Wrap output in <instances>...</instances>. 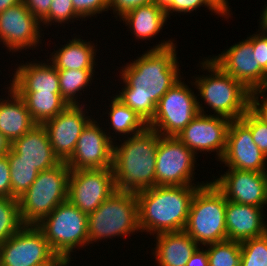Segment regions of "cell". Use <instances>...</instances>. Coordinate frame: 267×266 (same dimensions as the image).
I'll use <instances>...</instances> for the list:
<instances>
[{
  "mask_svg": "<svg viewBox=\"0 0 267 266\" xmlns=\"http://www.w3.org/2000/svg\"><path fill=\"white\" fill-rule=\"evenodd\" d=\"M69 105L54 118L46 121L50 144L61 162H66L73 154L82 130L91 120L83 111L84 105Z\"/></svg>",
  "mask_w": 267,
  "mask_h": 266,
  "instance_id": "19",
  "label": "cell"
},
{
  "mask_svg": "<svg viewBox=\"0 0 267 266\" xmlns=\"http://www.w3.org/2000/svg\"><path fill=\"white\" fill-rule=\"evenodd\" d=\"M175 45L172 40L161 42L121 69L125 86L115 96L147 123L159 100L181 79Z\"/></svg>",
  "mask_w": 267,
  "mask_h": 266,
  "instance_id": "1",
  "label": "cell"
},
{
  "mask_svg": "<svg viewBox=\"0 0 267 266\" xmlns=\"http://www.w3.org/2000/svg\"><path fill=\"white\" fill-rule=\"evenodd\" d=\"M10 141L0 132V157L7 155L11 150Z\"/></svg>",
  "mask_w": 267,
  "mask_h": 266,
  "instance_id": "44",
  "label": "cell"
},
{
  "mask_svg": "<svg viewBox=\"0 0 267 266\" xmlns=\"http://www.w3.org/2000/svg\"><path fill=\"white\" fill-rule=\"evenodd\" d=\"M8 92L12 100L0 98V132L13 143L37 124L32 120L25 101L10 87Z\"/></svg>",
  "mask_w": 267,
  "mask_h": 266,
  "instance_id": "24",
  "label": "cell"
},
{
  "mask_svg": "<svg viewBox=\"0 0 267 266\" xmlns=\"http://www.w3.org/2000/svg\"><path fill=\"white\" fill-rule=\"evenodd\" d=\"M0 197L11 198L10 167L7 155L0 157Z\"/></svg>",
  "mask_w": 267,
  "mask_h": 266,
  "instance_id": "40",
  "label": "cell"
},
{
  "mask_svg": "<svg viewBox=\"0 0 267 266\" xmlns=\"http://www.w3.org/2000/svg\"><path fill=\"white\" fill-rule=\"evenodd\" d=\"M36 226L43 232L52 250L69 262L73 248L89 246L88 214L69 200L60 203Z\"/></svg>",
  "mask_w": 267,
  "mask_h": 266,
  "instance_id": "8",
  "label": "cell"
},
{
  "mask_svg": "<svg viewBox=\"0 0 267 266\" xmlns=\"http://www.w3.org/2000/svg\"><path fill=\"white\" fill-rule=\"evenodd\" d=\"M230 123V119L222 116L199 113L176 137L194 154L199 150H216L220 161L225 152Z\"/></svg>",
  "mask_w": 267,
  "mask_h": 266,
  "instance_id": "14",
  "label": "cell"
},
{
  "mask_svg": "<svg viewBox=\"0 0 267 266\" xmlns=\"http://www.w3.org/2000/svg\"><path fill=\"white\" fill-rule=\"evenodd\" d=\"M153 3V0H108V6L116 15L122 16L125 12L135 7Z\"/></svg>",
  "mask_w": 267,
  "mask_h": 266,
  "instance_id": "41",
  "label": "cell"
},
{
  "mask_svg": "<svg viewBox=\"0 0 267 266\" xmlns=\"http://www.w3.org/2000/svg\"><path fill=\"white\" fill-rule=\"evenodd\" d=\"M267 157L254 143L250 129L239 119L231 121L225 152L220 159L228 168L267 172Z\"/></svg>",
  "mask_w": 267,
  "mask_h": 266,
  "instance_id": "17",
  "label": "cell"
},
{
  "mask_svg": "<svg viewBox=\"0 0 267 266\" xmlns=\"http://www.w3.org/2000/svg\"><path fill=\"white\" fill-rule=\"evenodd\" d=\"M240 266H267V233L241 242Z\"/></svg>",
  "mask_w": 267,
  "mask_h": 266,
  "instance_id": "33",
  "label": "cell"
},
{
  "mask_svg": "<svg viewBox=\"0 0 267 266\" xmlns=\"http://www.w3.org/2000/svg\"><path fill=\"white\" fill-rule=\"evenodd\" d=\"M195 157L176 136L160 135L156 153L155 186L193 185Z\"/></svg>",
  "mask_w": 267,
  "mask_h": 266,
  "instance_id": "10",
  "label": "cell"
},
{
  "mask_svg": "<svg viewBox=\"0 0 267 266\" xmlns=\"http://www.w3.org/2000/svg\"><path fill=\"white\" fill-rule=\"evenodd\" d=\"M74 10L83 18L110 10L108 0H72Z\"/></svg>",
  "mask_w": 267,
  "mask_h": 266,
  "instance_id": "37",
  "label": "cell"
},
{
  "mask_svg": "<svg viewBox=\"0 0 267 266\" xmlns=\"http://www.w3.org/2000/svg\"><path fill=\"white\" fill-rule=\"evenodd\" d=\"M15 70L9 86L15 92L60 93L58 70L53 64L30 62L19 65Z\"/></svg>",
  "mask_w": 267,
  "mask_h": 266,
  "instance_id": "22",
  "label": "cell"
},
{
  "mask_svg": "<svg viewBox=\"0 0 267 266\" xmlns=\"http://www.w3.org/2000/svg\"><path fill=\"white\" fill-rule=\"evenodd\" d=\"M26 103L32 120L39 125L64 111L69 104L61 93L52 92H16Z\"/></svg>",
  "mask_w": 267,
  "mask_h": 266,
  "instance_id": "27",
  "label": "cell"
},
{
  "mask_svg": "<svg viewBox=\"0 0 267 266\" xmlns=\"http://www.w3.org/2000/svg\"><path fill=\"white\" fill-rule=\"evenodd\" d=\"M226 50L211 60L250 92L267 88L264 69L257 62L256 52H253V44L248 38Z\"/></svg>",
  "mask_w": 267,
  "mask_h": 266,
  "instance_id": "15",
  "label": "cell"
},
{
  "mask_svg": "<svg viewBox=\"0 0 267 266\" xmlns=\"http://www.w3.org/2000/svg\"><path fill=\"white\" fill-rule=\"evenodd\" d=\"M75 18H82L75 10L72 0H52L48 15L40 22L46 26L50 23H66Z\"/></svg>",
  "mask_w": 267,
  "mask_h": 266,
  "instance_id": "34",
  "label": "cell"
},
{
  "mask_svg": "<svg viewBox=\"0 0 267 266\" xmlns=\"http://www.w3.org/2000/svg\"><path fill=\"white\" fill-rule=\"evenodd\" d=\"M211 75L195 78L201 99L207 103L216 116L239 120L250 109V91L231 75L225 73L209 57L201 62Z\"/></svg>",
  "mask_w": 267,
  "mask_h": 266,
  "instance_id": "4",
  "label": "cell"
},
{
  "mask_svg": "<svg viewBox=\"0 0 267 266\" xmlns=\"http://www.w3.org/2000/svg\"><path fill=\"white\" fill-rule=\"evenodd\" d=\"M260 31H262L263 33H265V31L267 32V6L265 5V9H263V12L260 16ZM267 34V33H266Z\"/></svg>",
  "mask_w": 267,
  "mask_h": 266,
  "instance_id": "47",
  "label": "cell"
},
{
  "mask_svg": "<svg viewBox=\"0 0 267 266\" xmlns=\"http://www.w3.org/2000/svg\"><path fill=\"white\" fill-rule=\"evenodd\" d=\"M140 231L136 193L116 190L92 213L88 214V242Z\"/></svg>",
  "mask_w": 267,
  "mask_h": 266,
  "instance_id": "7",
  "label": "cell"
},
{
  "mask_svg": "<svg viewBox=\"0 0 267 266\" xmlns=\"http://www.w3.org/2000/svg\"><path fill=\"white\" fill-rule=\"evenodd\" d=\"M111 101L108 117H110L111 123L109 124L112 126L111 129L115 133L129 134L130 136L142 132L148 126V123L144 119L116 96Z\"/></svg>",
  "mask_w": 267,
  "mask_h": 266,
  "instance_id": "28",
  "label": "cell"
},
{
  "mask_svg": "<svg viewBox=\"0 0 267 266\" xmlns=\"http://www.w3.org/2000/svg\"><path fill=\"white\" fill-rule=\"evenodd\" d=\"M71 169L66 162L40 171L22 197L18 199L24 225H37L60 203L68 200V179Z\"/></svg>",
  "mask_w": 267,
  "mask_h": 266,
  "instance_id": "6",
  "label": "cell"
},
{
  "mask_svg": "<svg viewBox=\"0 0 267 266\" xmlns=\"http://www.w3.org/2000/svg\"><path fill=\"white\" fill-rule=\"evenodd\" d=\"M116 191L112 168L71 170L68 200L90 214Z\"/></svg>",
  "mask_w": 267,
  "mask_h": 266,
  "instance_id": "12",
  "label": "cell"
},
{
  "mask_svg": "<svg viewBox=\"0 0 267 266\" xmlns=\"http://www.w3.org/2000/svg\"><path fill=\"white\" fill-rule=\"evenodd\" d=\"M226 204L212 181L200 186L192 198L184 231L204 246L227 240Z\"/></svg>",
  "mask_w": 267,
  "mask_h": 266,
  "instance_id": "5",
  "label": "cell"
},
{
  "mask_svg": "<svg viewBox=\"0 0 267 266\" xmlns=\"http://www.w3.org/2000/svg\"><path fill=\"white\" fill-rule=\"evenodd\" d=\"M62 48L53 52L49 58L57 70H94L96 51L92 43L82 39L69 40ZM54 54V55H53ZM95 54V55H94Z\"/></svg>",
  "mask_w": 267,
  "mask_h": 266,
  "instance_id": "26",
  "label": "cell"
},
{
  "mask_svg": "<svg viewBox=\"0 0 267 266\" xmlns=\"http://www.w3.org/2000/svg\"><path fill=\"white\" fill-rule=\"evenodd\" d=\"M40 25L23 2L9 7L0 14V42L12 53L32 46L35 48L41 41Z\"/></svg>",
  "mask_w": 267,
  "mask_h": 266,
  "instance_id": "18",
  "label": "cell"
},
{
  "mask_svg": "<svg viewBox=\"0 0 267 266\" xmlns=\"http://www.w3.org/2000/svg\"><path fill=\"white\" fill-rule=\"evenodd\" d=\"M155 236L156 247L152 253L159 266H186L190 257L199 248L184 230Z\"/></svg>",
  "mask_w": 267,
  "mask_h": 266,
  "instance_id": "23",
  "label": "cell"
},
{
  "mask_svg": "<svg viewBox=\"0 0 267 266\" xmlns=\"http://www.w3.org/2000/svg\"><path fill=\"white\" fill-rule=\"evenodd\" d=\"M204 185L154 186L136 193L141 232L160 234L183 231L197 189Z\"/></svg>",
  "mask_w": 267,
  "mask_h": 266,
  "instance_id": "2",
  "label": "cell"
},
{
  "mask_svg": "<svg viewBox=\"0 0 267 266\" xmlns=\"http://www.w3.org/2000/svg\"><path fill=\"white\" fill-rule=\"evenodd\" d=\"M229 16H230V6L228 0H214ZM229 9V10H228Z\"/></svg>",
  "mask_w": 267,
  "mask_h": 266,
  "instance_id": "48",
  "label": "cell"
},
{
  "mask_svg": "<svg viewBox=\"0 0 267 266\" xmlns=\"http://www.w3.org/2000/svg\"><path fill=\"white\" fill-rule=\"evenodd\" d=\"M240 120L250 129L254 143L267 157V123L249 109Z\"/></svg>",
  "mask_w": 267,
  "mask_h": 266,
  "instance_id": "35",
  "label": "cell"
},
{
  "mask_svg": "<svg viewBox=\"0 0 267 266\" xmlns=\"http://www.w3.org/2000/svg\"><path fill=\"white\" fill-rule=\"evenodd\" d=\"M7 158L10 167L11 198L18 200L36 180L39 171L28 162L17 161V154L12 149Z\"/></svg>",
  "mask_w": 267,
  "mask_h": 266,
  "instance_id": "29",
  "label": "cell"
},
{
  "mask_svg": "<svg viewBox=\"0 0 267 266\" xmlns=\"http://www.w3.org/2000/svg\"><path fill=\"white\" fill-rule=\"evenodd\" d=\"M130 28L136 39H150L160 32L167 16L165 10L155 3H148L130 9L120 16Z\"/></svg>",
  "mask_w": 267,
  "mask_h": 266,
  "instance_id": "25",
  "label": "cell"
},
{
  "mask_svg": "<svg viewBox=\"0 0 267 266\" xmlns=\"http://www.w3.org/2000/svg\"><path fill=\"white\" fill-rule=\"evenodd\" d=\"M159 139L160 134L147 126L142 132L127 137L121 145H113L116 190L137 193L155 186Z\"/></svg>",
  "mask_w": 267,
  "mask_h": 266,
  "instance_id": "3",
  "label": "cell"
},
{
  "mask_svg": "<svg viewBox=\"0 0 267 266\" xmlns=\"http://www.w3.org/2000/svg\"><path fill=\"white\" fill-rule=\"evenodd\" d=\"M262 212V207L237 204L227 200V239L243 242L247 239L265 235L267 233V225L263 221L264 214Z\"/></svg>",
  "mask_w": 267,
  "mask_h": 266,
  "instance_id": "21",
  "label": "cell"
},
{
  "mask_svg": "<svg viewBox=\"0 0 267 266\" xmlns=\"http://www.w3.org/2000/svg\"><path fill=\"white\" fill-rule=\"evenodd\" d=\"M94 70H58L61 96L69 105H80L77 101V92L90 86ZM75 96V97H74Z\"/></svg>",
  "mask_w": 267,
  "mask_h": 266,
  "instance_id": "30",
  "label": "cell"
},
{
  "mask_svg": "<svg viewBox=\"0 0 267 266\" xmlns=\"http://www.w3.org/2000/svg\"><path fill=\"white\" fill-rule=\"evenodd\" d=\"M22 0H0V14L9 7L20 4Z\"/></svg>",
  "mask_w": 267,
  "mask_h": 266,
  "instance_id": "45",
  "label": "cell"
},
{
  "mask_svg": "<svg viewBox=\"0 0 267 266\" xmlns=\"http://www.w3.org/2000/svg\"><path fill=\"white\" fill-rule=\"evenodd\" d=\"M226 200L237 204L264 207L267 204V172L242 171L229 168L213 180Z\"/></svg>",
  "mask_w": 267,
  "mask_h": 266,
  "instance_id": "16",
  "label": "cell"
},
{
  "mask_svg": "<svg viewBox=\"0 0 267 266\" xmlns=\"http://www.w3.org/2000/svg\"><path fill=\"white\" fill-rule=\"evenodd\" d=\"M22 2L41 22L48 15L52 0H22Z\"/></svg>",
  "mask_w": 267,
  "mask_h": 266,
  "instance_id": "42",
  "label": "cell"
},
{
  "mask_svg": "<svg viewBox=\"0 0 267 266\" xmlns=\"http://www.w3.org/2000/svg\"><path fill=\"white\" fill-rule=\"evenodd\" d=\"M11 149L17 154V161L28 162L39 172L61 163L54 153L48 132L43 125L37 124L22 137L17 138Z\"/></svg>",
  "mask_w": 267,
  "mask_h": 266,
  "instance_id": "20",
  "label": "cell"
},
{
  "mask_svg": "<svg viewBox=\"0 0 267 266\" xmlns=\"http://www.w3.org/2000/svg\"><path fill=\"white\" fill-rule=\"evenodd\" d=\"M201 250L198 248L195 251V253L190 257L186 266H209L207 250Z\"/></svg>",
  "mask_w": 267,
  "mask_h": 266,
  "instance_id": "43",
  "label": "cell"
},
{
  "mask_svg": "<svg viewBox=\"0 0 267 266\" xmlns=\"http://www.w3.org/2000/svg\"><path fill=\"white\" fill-rule=\"evenodd\" d=\"M93 120L82 130L72 156L66 161L71 170L112 168L115 143L112 136Z\"/></svg>",
  "mask_w": 267,
  "mask_h": 266,
  "instance_id": "13",
  "label": "cell"
},
{
  "mask_svg": "<svg viewBox=\"0 0 267 266\" xmlns=\"http://www.w3.org/2000/svg\"><path fill=\"white\" fill-rule=\"evenodd\" d=\"M201 6L208 7V9L216 13V15L221 14L223 17H230L214 0H173L172 3L165 9V13L167 18H169L170 12H184L185 14L194 10L196 11V9Z\"/></svg>",
  "mask_w": 267,
  "mask_h": 266,
  "instance_id": "36",
  "label": "cell"
},
{
  "mask_svg": "<svg viewBox=\"0 0 267 266\" xmlns=\"http://www.w3.org/2000/svg\"><path fill=\"white\" fill-rule=\"evenodd\" d=\"M23 225L18 200L0 197V244L14 235Z\"/></svg>",
  "mask_w": 267,
  "mask_h": 266,
  "instance_id": "32",
  "label": "cell"
},
{
  "mask_svg": "<svg viewBox=\"0 0 267 266\" xmlns=\"http://www.w3.org/2000/svg\"><path fill=\"white\" fill-rule=\"evenodd\" d=\"M265 72V77L267 78V68L264 70Z\"/></svg>",
  "mask_w": 267,
  "mask_h": 266,
  "instance_id": "50",
  "label": "cell"
},
{
  "mask_svg": "<svg viewBox=\"0 0 267 266\" xmlns=\"http://www.w3.org/2000/svg\"><path fill=\"white\" fill-rule=\"evenodd\" d=\"M2 266H37L52 262L58 255L36 225H23L0 244Z\"/></svg>",
  "mask_w": 267,
  "mask_h": 266,
  "instance_id": "11",
  "label": "cell"
},
{
  "mask_svg": "<svg viewBox=\"0 0 267 266\" xmlns=\"http://www.w3.org/2000/svg\"><path fill=\"white\" fill-rule=\"evenodd\" d=\"M0 266H2V262H1V253H0Z\"/></svg>",
  "mask_w": 267,
  "mask_h": 266,
  "instance_id": "51",
  "label": "cell"
},
{
  "mask_svg": "<svg viewBox=\"0 0 267 266\" xmlns=\"http://www.w3.org/2000/svg\"><path fill=\"white\" fill-rule=\"evenodd\" d=\"M206 246L209 266H240L241 242L227 239Z\"/></svg>",
  "mask_w": 267,
  "mask_h": 266,
  "instance_id": "31",
  "label": "cell"
},
{
  "mask_svg": "<svg viewBox=\"0 0 267 266\" xmlns=\"http://www.w3.org/2000/svg\"><path fill=\"white\" fill-rule=\"evenodd\" d=\"M258 33L247 38L253 44V52H256L257 62L265 70L267 68V34L261 31Z\"/></svg>",
  "mask_w": 267,
  "mask_h": 266,
  "instance_id": "38",
  "label": "cell"
},
{
  "mask_svg": "<svg viewBox=\"0 0 267 266\" xmlns=\"http://www.w3.org/2000/svg\"><path fill=\"white\" fill-rule=\"evenodd\" d=\"M67 264H69L67 259L57 256L52 262L37 266H67Z\"/></svg>",
  "mask_w": 267,
  "mask_h": 266,
  "instance_id": "46",
  "label": "cell"
},
{
  "mask_svg": "<svg viewBox=\"0 0 267 266\" xmlns=\"http://www.w3.org/2000/svg\"><path fill=\"white\" fill-rule=\"evenodd\" d=\"M172 1L173 0H153V3L165 10L172 3Z\"/></svg>",
  "mask_w": 267,
  "mask_h": 266,
  "instance_id": "49",
  "label": "cell"
},
{
  "mask_svg": "<svg viewBox=\"0 0 267 266\" xmlns=\"http://www.w3.org/2000/svg\"><path fill=\"white\" fill-rule=\"evenodd\" d=\"M197 96L179 80L159 100L148 127L161 136H177L199 113H205Z\"/></svg>",
  "mask_w": 267,
  "mask_h": 266,
  "instance_id": "9",
  "label": "cell"
},
{
  "mask_svg": "<svg viewBox=\"0 0 267 266\" xmlns=\"http://www.w3.org/2000/svg\"><path fill=\"white\" fill-rule=\"evenodd\" d=\"M266 90L267 88H261L250 93V109L265 123H267V96L265 98L263 94H266ZM258 96H262L261 102Z\"/></svg>",
  "mask_w": 267,
  "mask_h": 266,
  "instance_id": "39",
  "label": "cell"
}]
</instances>
